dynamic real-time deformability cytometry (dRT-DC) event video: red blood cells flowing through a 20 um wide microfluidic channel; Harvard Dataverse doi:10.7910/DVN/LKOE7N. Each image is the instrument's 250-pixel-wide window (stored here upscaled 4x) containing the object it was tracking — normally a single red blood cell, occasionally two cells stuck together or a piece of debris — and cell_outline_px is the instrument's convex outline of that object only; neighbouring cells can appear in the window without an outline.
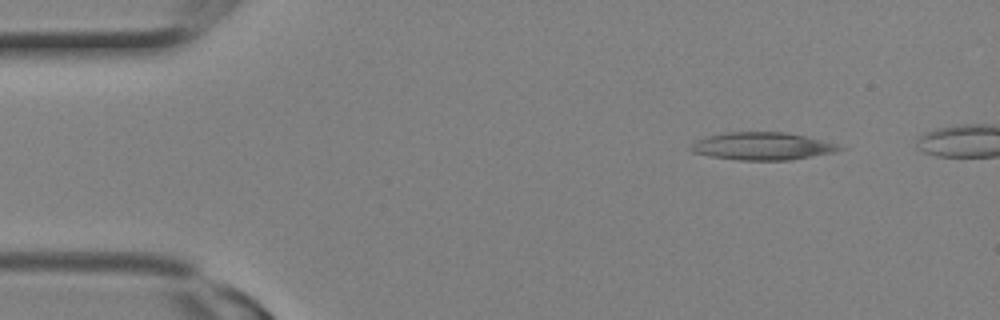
{"species": "Egyptian fruit bat (a non-hibernating species)", "species_latin": "Rousettus aegyptiacus", "temperature_condition": "room temperature", "stored_images_in_passage": 5, "camera_frame_rate_fps": 3000, "um_per_image_px": 0.085, "animal": {"sex": "female"}, "frame": {"image": 1, "passage_image": 1, "time_ms": 0.0, "image_size_px": [1000, 320], "cell_outline_px": [[848, 148], [836, 152], [792, 160], [740, 160], [712, 156], [692, 152], [688, 148], [696, 140], [708, 136], [724, 132], [784, 132], [804, 136], [836, 144]], "centroid_in_image_um": [64.81, 12.43], "position_along_channel_um": 20.2, "area_um2": 23.87}}